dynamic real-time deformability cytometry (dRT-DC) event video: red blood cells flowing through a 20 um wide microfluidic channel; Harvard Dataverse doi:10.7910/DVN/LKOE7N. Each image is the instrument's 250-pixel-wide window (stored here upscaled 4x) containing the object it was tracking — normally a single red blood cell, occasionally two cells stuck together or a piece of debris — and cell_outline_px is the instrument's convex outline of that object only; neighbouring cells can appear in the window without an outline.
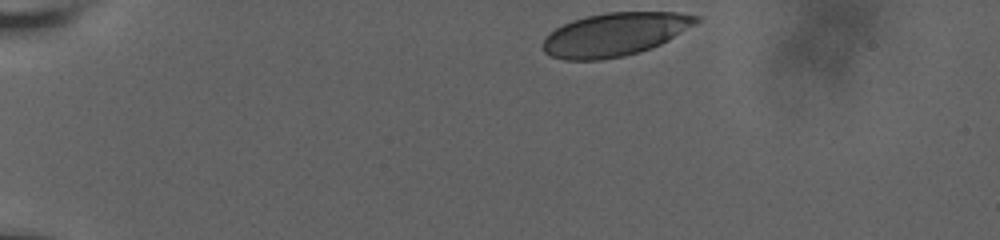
{"species": "human", "species_latin": "Homo sapiens", "temperature_condition": "room temperature", "stored_images_in_passage": 65, "camera_frame_rate_fps": 3000, "um_per_image_px": 0.085, "donor": {"sex": "male"}, "frame": {"image": 1, "passage_image": 1, "time_ms": 0.0, "image_size_px": [1000, 240], "cell_outline_px": [[700, 20], [668, 40], [660, 44], [640, 52], [624, 56], [600, 60], [564, 60], [552, 56], [544, 52], [544, 36], [556, 28], [572, 20], [604, 12], [680, 12], [700, 16]], "centroid_in_image_um": [52.25, 2.92], "position_along_channel_um": 32.8, "area_um2": 38.49}}
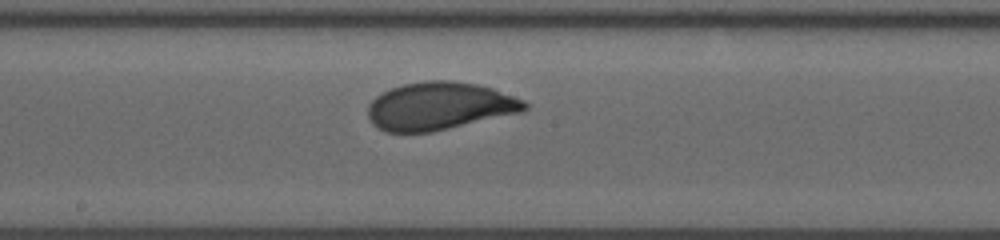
{"frame": {"image": 2, "passage_image": 28, "time_ms": 7.333, "image_size_px": [1000, 240], "cell_outline_px": [[528, 108], [524, 112], [432, 132], [384, 132], [372, 124], [368, 116], [368, 104], [376, 96], [392, 88], [404, 84], [424, 80], [452, 80], [476, 84], [492, 88], [524, 100], [528, 104]], "centroid_in_image_um": [37.37, 9.02], "position_along_channel_um": 210.8, "area_um2": 43.87}}
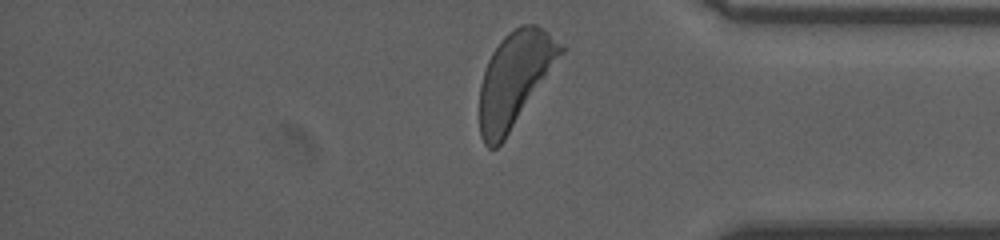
{"frame": {"image": 3, "passage_image": 62, "time_ms": 12.667, "image_size_px": [1000, 240], "cell_outline_px": [[564, 52], [504, 140], [496, 148], [488, 148], [484, 144], [480, 136], [480, 84], [488, 60], [492, 52], [500, 40], [508, 32], [520, 24], [536, 24], [560, 44], [564, 48]], "centroid_in_image_um": [43.72, 6.72], "position_along_channel_um": 391.5, "area_um2": 43.81}, "authors_computed_cell_mechanics": {"area_um2": 42.772, "velocity_mm_per_s": 3.5997, "shape_relaxation_time_tau1_ms": 2.8706, "shape_relaxation_time_tau2_ms": null, "deformation_change_tau1": 0.1287, "deformation_change_tau2": null}}